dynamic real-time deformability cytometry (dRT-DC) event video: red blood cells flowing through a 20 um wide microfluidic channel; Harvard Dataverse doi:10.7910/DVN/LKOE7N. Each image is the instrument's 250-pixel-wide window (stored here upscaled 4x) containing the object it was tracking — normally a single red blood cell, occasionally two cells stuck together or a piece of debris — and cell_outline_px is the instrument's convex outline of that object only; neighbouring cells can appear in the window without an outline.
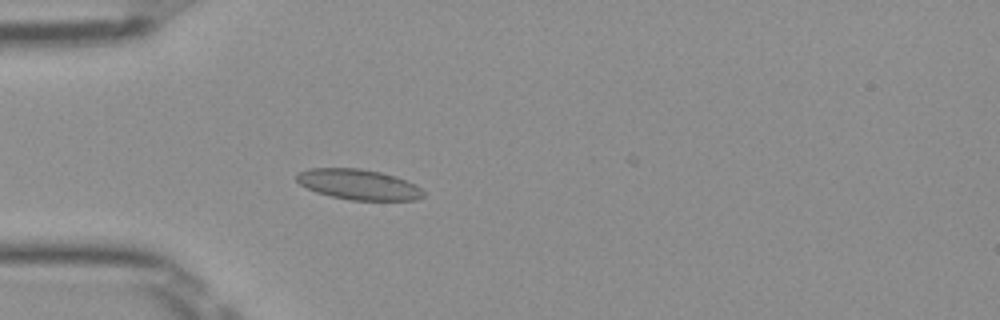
{"species": "Egyptian fruit bat (a non-hibernating species)", "species_latin": "Rousettus aegyptiacus", "temperature_condition": "room temperature", "stored_images_in_passage": 46, "camera_frame_rate_fps": 3000, "um_per_image_px": 0.085, "frame": {"image": 1, "passage_image": 15, "time_ms": 4.667, "image_size_px": [1000, 320], "cell_outline_px": [[424, 196], [416, 200], [352, 200], [332, 196], [316, 192], [300, 184], [296, 180], [296, 172], [308, 168], [360, 168], [380, 172], [396, 176], [416, 184], [424, 192]], "centroid_in_image_um": [30.47, 15.67], "position_along_channel_um": 54.5, "area_um2": 22.54}}
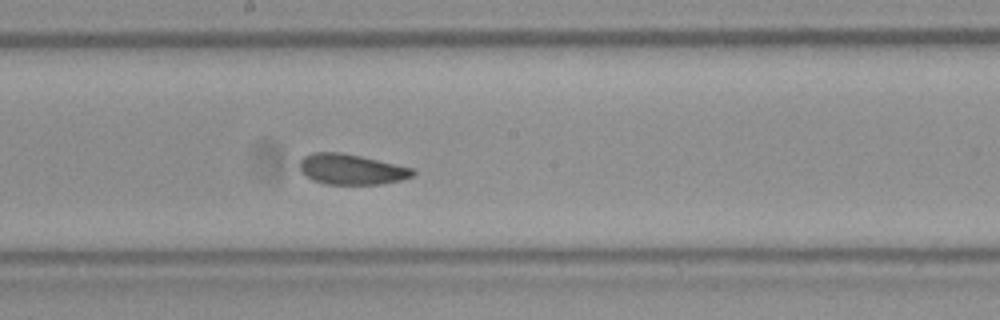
{"frame": {"image": 2, "passage_image": 28, "time_ms": 9.0, "image_size_px": [1000, 320], "cell_outline_px": [[416, 172], [412, 176], [400, 180], [380, 184], [324, 184], [312, 180], [304, 176], [300, 172], [300, 160], [304, 156], [312, 152], [340, 152], [360, 156], [412, 168]], "centroid_in_image_um": [29.8, 14.39], "position_along_channel_um": 218.4, "area_um2": 20.06}}
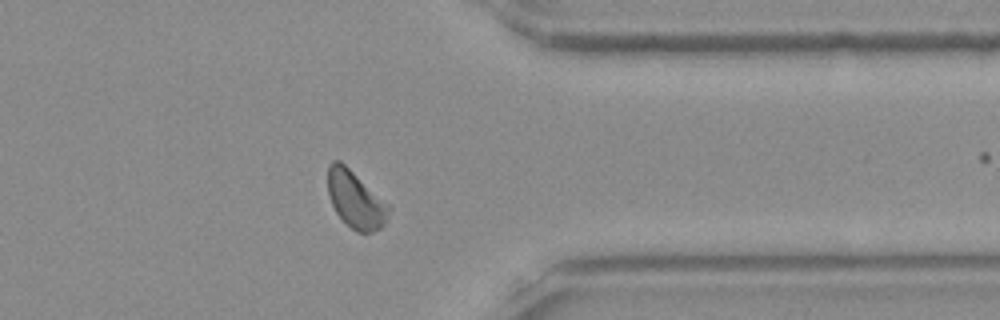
{"frame": {"image": 3, "passage_image": 41, "time_ms": 13.333, "image_size_px": [1000, 320], "cell_outline_px": [[392, 208], [384, 224], [380, 228], [372, 232], [356, 232], [336, 212], [332, 204], [328, 192], [328, 164], [332, 160], [340, 160], [388, 204]], "centroid_in_image_um": [30.22, 16.96], "position_along_channel_um": 381.2, "area_um2": 19.94}, "authors_computed_cell_mechanics": {"area_um2": 20.8369, "velocity_mm_per_s": 3.9518, "shape_relaxation_time_tau1_ms": 3.8175, "shape_relaxation_time_tau2_ms": 1.4902, "deformation_change_tau1": 0.081, "deformation_change_tau2": 0.0457}}